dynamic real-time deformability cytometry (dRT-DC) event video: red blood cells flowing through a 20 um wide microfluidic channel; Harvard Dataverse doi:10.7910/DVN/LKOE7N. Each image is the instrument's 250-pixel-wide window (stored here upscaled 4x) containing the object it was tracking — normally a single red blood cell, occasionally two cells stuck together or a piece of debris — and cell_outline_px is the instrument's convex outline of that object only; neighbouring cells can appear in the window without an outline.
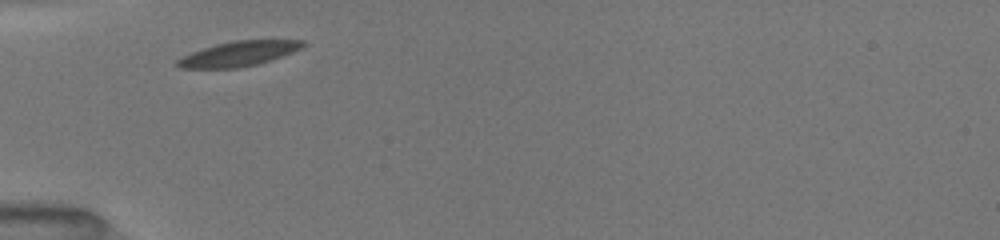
{"species": "common noctule bat (a hibernating species)", "species_latin": "Nyctalus noctula", "temperature_condition": "room temperature", "stored_images_in_passage": 29, "camera_frame_rate_fps": 3000, "um_per_image_px": 0.085, "animal": {"sex": "female", "body_mass_g": 19.5, "forearm_length_mm": 54.1}, "frame": {"image": 1, "passage_image": 1, "time_ms": 0.0, "image_size_px": [1000, 240], "cell_outline_px": [[308, 44], [292, 52], [272, 60], [240, 68], [180, 68], [176, 64], [176, 60], [192, 52], [216, 44], [232, 40], [304, 40]], "centroid_in_image_um": [20.31, 4.56], "position_along_channel_um": 64.7, "area_um2": 18.15}}
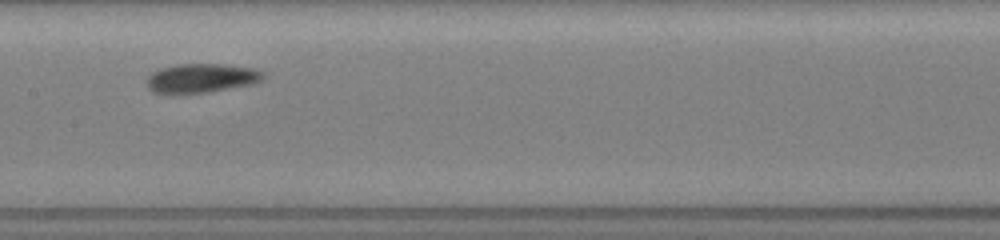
{"frame": {"image": 2, "passage_image": 11, "time_ms": 3.333, "image_size_px": [1000, 240], "cell_outline_px": [[264, 76], [260, 80], [252, 84], [208, 92], [172, 96], [152, 92], [144, 84], [144, 80], [152, 72], [160, 68], [176, 64], [224, 64], [256, 68], [264, 72]], "centroid_in_image_um": [17.02, 6.67], "position_along_channel_um": 190.4, "area_um2": 20.52}}
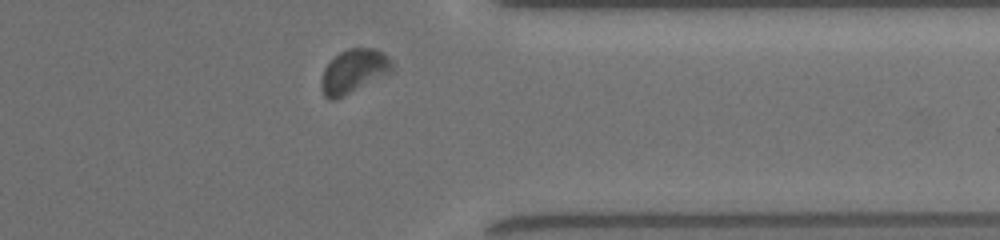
{"frame": {"image": 3, "passage_image": 26, "time_ms": 8.333, "image_size_px": [1000, 240], "cell_outline_px": [[392, 68], [336, 100], [328, 100], [324, 96], [320, 88], [320, 80], [324, 68], [340, 52], [348, 48], [376, 48], [384, 52], [392, 60]], "centroid_in_image_um": [29.98, 6.03], "position_along_channel_um": 381.4, "area_um2": 17.46}, "authors_computed_cell_mechanics": {"area_um2": 18.5538, "velocity_mm_per_s": 3.9046, "shape_relaxation_time_tau1_ms": 1.492, "shape_relaxation_time_tau2_ms": null, "deformation_change_tau1": 0.0821, "deformation_change_tau2": null}}